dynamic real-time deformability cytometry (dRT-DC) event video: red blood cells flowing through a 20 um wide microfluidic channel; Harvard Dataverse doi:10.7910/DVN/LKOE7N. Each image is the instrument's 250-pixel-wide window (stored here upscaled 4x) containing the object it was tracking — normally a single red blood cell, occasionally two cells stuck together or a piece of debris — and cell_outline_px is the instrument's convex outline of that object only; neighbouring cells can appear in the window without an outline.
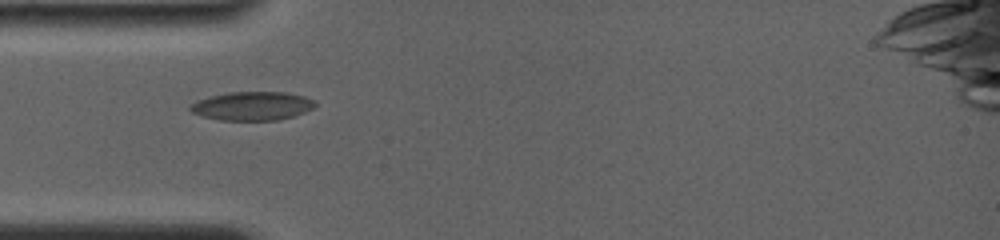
{"species": "common noctule bat (a hibernating species)", "species_latin": "Nyctalus noctula", "temperature_condition": "room temperature", "stored_images_in_passage": 3, "camera_frame_rate_fps": 4000, "um_per_image_px": 0.085, "animal": {"sex": "female", "body_mass_g": 19.0, "forearm_length_mm": 56.7}, "frame": {"image": 1, "passage_image": 1, "time_ms": 0.0, "image_size_px": [1000, 240], "cell_outline_px": [[316, 104], [312, 108], [304, 112], [292, 116], [276, 120], [220, 120], [204, 116], [192, 112], [188, 108], [196, 100], [228, 92], [284, 92], [304, 96], [316, 100]], "centroid_in_image_um": [21.45, 9.0], "position_along_channel_um": 63.6, "area_um2": 20.69}}
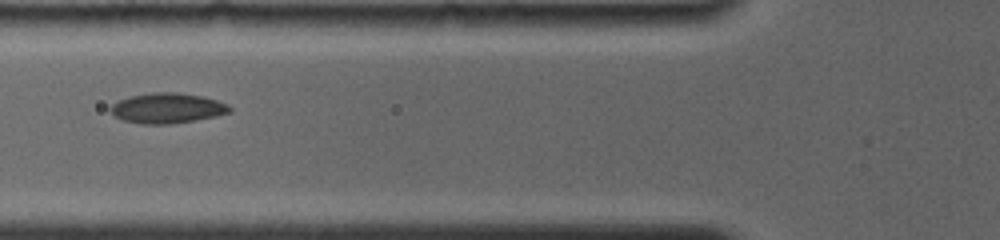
{"frame": {"image": 2, "passage_image": 2, "time_ms": 1.25, "image_size_px": [1000, 240], "cell_outline_px": [[232, 112], [216, 116], [196, 120], [168, 124], [140, 124], [124, 120], [116, 116], [108, 108], [112, 104], [120, 100], [132, 96], [152, 92], [176, 92], [200, 96], [216, 100], [228, 104], [232, 108]], "centroid_in_image_um": [14.24, 9.19], "position_along_channel_um": 111.6, "area_um2": 20.87}}
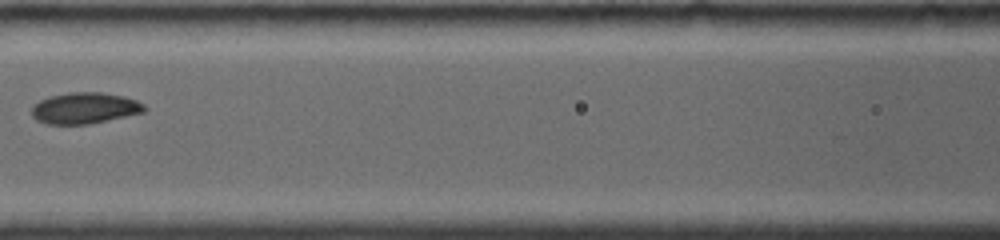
{"frame": {"image": 3, "passage_image": 3, "time_ms": 2.5, "image_size_px": [1000, 240], "cell_outline_px": [[148, 108], [144, 112], [88, 124], [48, 124], [36, 120], [32, 116], [32, 108], [40, 100], [48, 96], [68, 92], [104, 92], [124, 96], [136, 100], [144, 104]], "centroid_in_image_um": [7.21, 9.18], "position_along_channel_um": 159.4, "area_um2": 20.52}}